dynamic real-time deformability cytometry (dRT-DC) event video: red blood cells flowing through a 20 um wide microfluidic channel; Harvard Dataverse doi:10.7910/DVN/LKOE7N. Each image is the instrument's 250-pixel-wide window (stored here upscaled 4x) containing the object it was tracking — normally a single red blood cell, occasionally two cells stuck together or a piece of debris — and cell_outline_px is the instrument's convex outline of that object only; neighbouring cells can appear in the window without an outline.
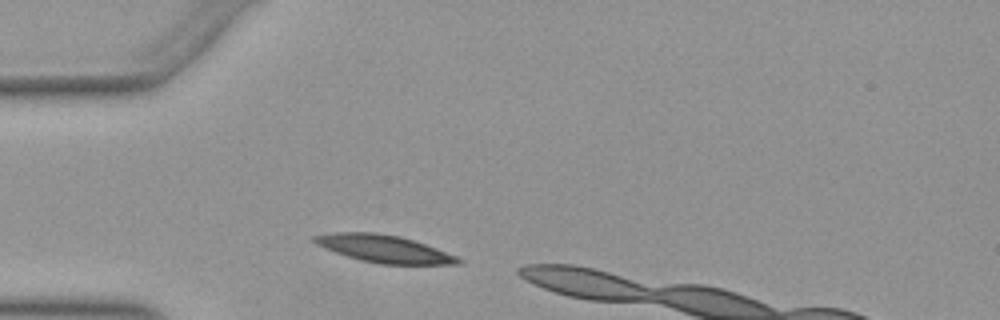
{"species": "Egyptian fruit bat (a non-hibernating species)", "species_latin": "Rousettus aegyptiacus", "temperature_condition": "warm", "stored_images_in_passage": 6, "camera_frame_rate_fps": 3000, "um_per_image_px": 0.085, "animal": {"sex": "female"}, "frame": {"image": 1, "passage_image": 2, "time_ms": 0.333, "image_size_px": [1000, 320], "cell_outline_px": [[464, 260], [460, 264], [380, 264], [360, 260], [324, 248], [316, 244], [312, 240], [312, 236], [332, 232], [376, 232], [400, 236], [436, 248], [456, 256]], "centroid_in_image_um": [32.62, 21.14], "position_along_channel_um": 52.4, "area_um2": 22.89}}